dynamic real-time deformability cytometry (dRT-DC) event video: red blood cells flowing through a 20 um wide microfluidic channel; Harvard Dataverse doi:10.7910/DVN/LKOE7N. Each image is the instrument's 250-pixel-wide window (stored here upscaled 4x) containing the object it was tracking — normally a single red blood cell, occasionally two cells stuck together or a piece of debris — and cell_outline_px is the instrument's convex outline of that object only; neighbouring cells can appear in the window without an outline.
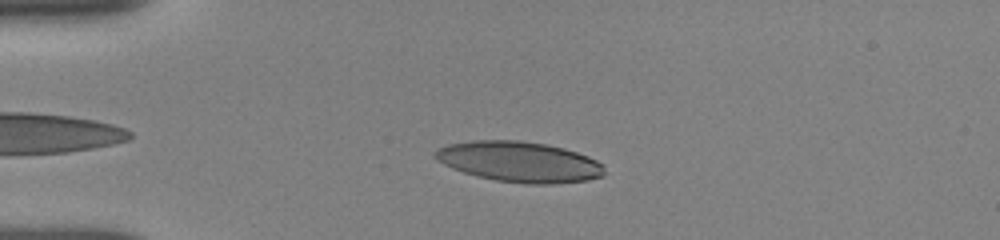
{"species": "human", "species_latin": "Homo sapiens", "temperature_condition": "room temperature", "stored_images_in_passage": 33, "camera_frame_rate_fps": 3000, "um_per_image_px": 0.085, "donor": {"sex": "female"}, "frame": {"image": 1, "passage_image": 3, "time_ms": 2.0, "image_size_px": [1000, 240], "cell_outline_px": [[604, 176], [588, 180], [552, 184], [528, 184], [496, 180], [476, 176], [452, 168], [436, 160], [432, 156], [432, 152], [448, 144], [472, 140], [520, 140], [544, 144], [564, 148], [588, 156], [604, 164]], "centroid_in_image_um": [44.14, 13.75], "position_along_channel_um": 40.9, "area_um2": 40.11}}
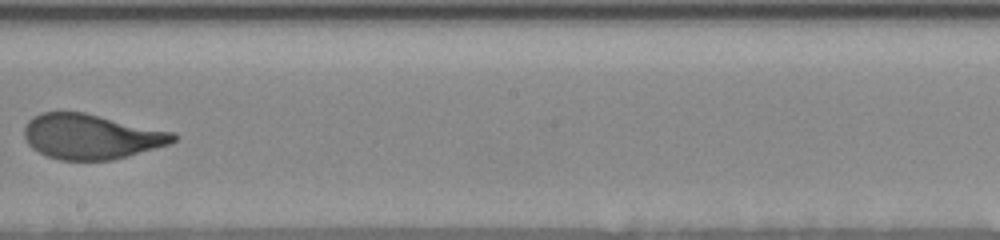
{"frame": {"image": 2, "passage_image": 17, "time_ms": 8.0, "image_size_px": [1000, 240], "cell_outline_px": [[180, 136], [176, 140], [168, 144], [128, 156], [112, 160], [60, 160], [48, 156], [32, 148], [28, 144], [24, 136], [24, 128], [28, 120], [32, 116], [40, 112], [84, 112], [176, 132]], "centroid_in_image_um": [7.76, 11.6], "position_along_channel_um": 240.4, "area_um2": 39.3}}
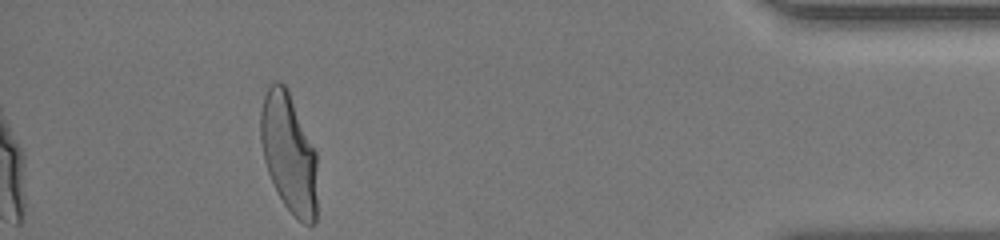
{"frame": {"image": 3, "passage_image": 33, "time_ms": 13.667, "image_size_px": [1000, 240], "cell_outline_px": [[316, 220], [312, 224], [304, 224], [296, 220], [284, 204], [276, 192], [268, 172], [264, 160], [260, 140], [260, 112], [264, 96], [268, 88], [276, 80], [280, 80], [284, 84], [288, 92], [316, 152]], "centroid_in_image_um": [24.53, 13.06], "position_along_channel_um": 410.7, "area_um2": 39.25}, "authors_computed_cell_mechanics": {"area_um2": 39.8242, "velocity_mm_per_s": 3.857, "shape_relaxation_time_tau1_ms": 3.4088, "shape_relaxation_time_tau2_ms": null, "deformation_change_tau1": 0.1804, "deformation_change_tau2": null}}